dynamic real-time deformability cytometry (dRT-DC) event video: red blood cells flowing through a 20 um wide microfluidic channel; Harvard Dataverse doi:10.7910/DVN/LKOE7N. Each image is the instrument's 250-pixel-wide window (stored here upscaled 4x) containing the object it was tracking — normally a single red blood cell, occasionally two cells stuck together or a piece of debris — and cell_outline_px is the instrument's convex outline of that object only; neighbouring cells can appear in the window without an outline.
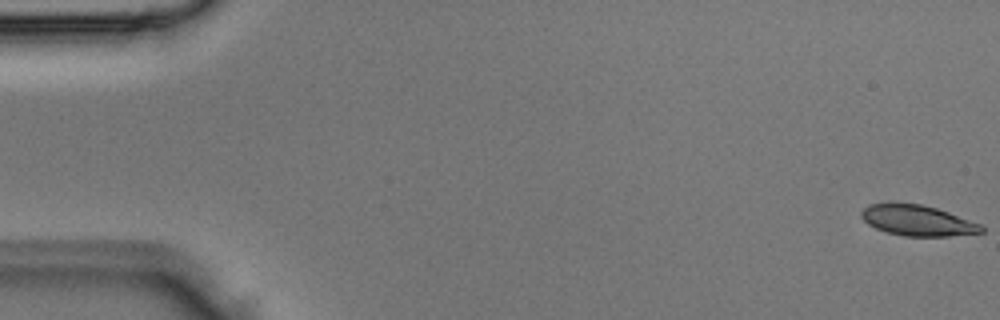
{"species": "Egyptian fruit bat (a non-hibernating species)", "species_latin": "Rousettus aegyptiacus", "temperature_condition": "room temperature", "stored_images_in_passage": 3, "camera_frame_rate_fps": 3000, "um_per_image_px": 0.085, "animal": {"sex": "male"}, "frame": {"image": 1, "passage_image": 1, "time_ms": 0.0, "image_size_px": [1000, 320], "cell_outline_px": [[984, 232], [948, 236], [904, 236], [888, 232], [876, 228], [868, 224], [860, 216], [860, 212], [868, 204], [920, 204], [936, 208], [948, 212], [980, 224], [984, 228]], "centroid_in_image_um": [77.98, 18.75], "position_along_channel_um": 7.0, "area_um2": 21.04}}